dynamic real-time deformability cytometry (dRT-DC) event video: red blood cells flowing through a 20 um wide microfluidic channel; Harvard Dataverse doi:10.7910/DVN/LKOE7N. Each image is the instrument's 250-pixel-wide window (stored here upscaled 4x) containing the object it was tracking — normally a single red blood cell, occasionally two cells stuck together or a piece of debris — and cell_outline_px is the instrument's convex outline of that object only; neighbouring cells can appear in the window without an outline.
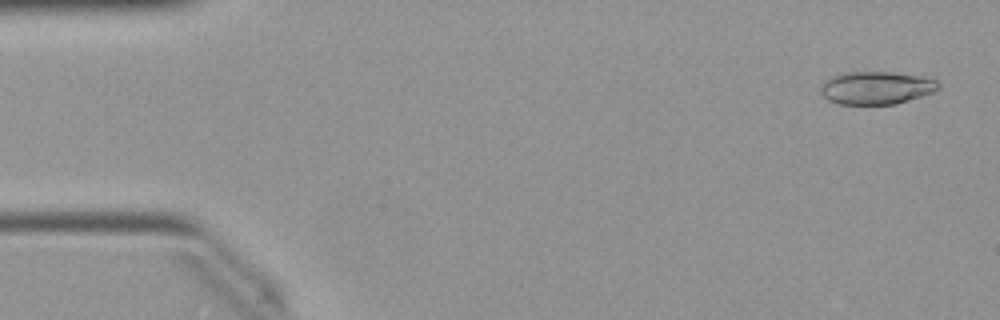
{"species": "Egyptian fruit bat (a non-hibernating species)", "species_latin": "Rousettus aegyptiacus", "temperature_condition": "warm", "stored_images_in_passage": 48, "camera_frame_rate_fps": 3000, "um_per_image_px": 0.085, "animal": {"sex": "female"}, "frame": {"image": 1, "passage_image": 2, "time_ms": 0.333, "image_size_px": [1000, 320], "cell_outline_px": [[940, 88], [932, 92], [896, 104], [840, 104], [828, 100], [820, 92], [820, 88], [824, 80], [832, 76], [848, 72], [892, 72], [920, 76], [936, 80], [940, 84]], "centroid_in_image_um": [74.47, 7.46], "position_along_channel_um": 10.5, "area_um2": 22.43}}
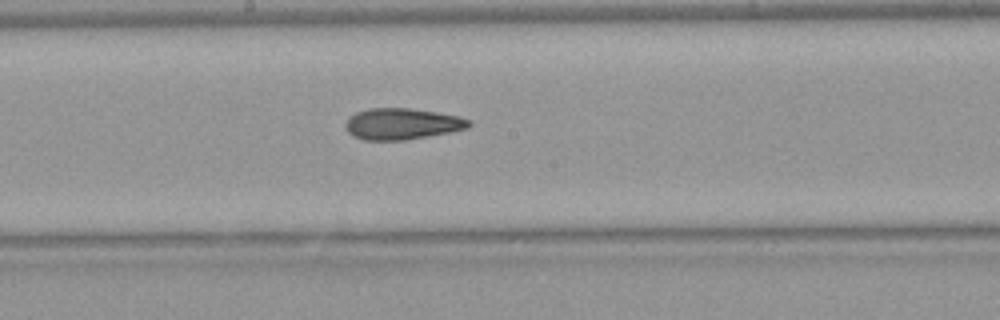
{"frame": {"image": 2, "passage_image": 26, "time_ms": 8.333, "image_size_px": [1000, 320], "cell_outline_px": [[472, 124], [468, 128], [428, 136], [404, 140], [364, 140], [352, 136], [348, 132], [348, 116], [356, 112], [368, 108], [412, 108], [460, 116], [468, 120]], "centroid_in_image_um": [34.18, 10.52], "position_along_channel_um": 214.0, "area_um2": 22.37}}
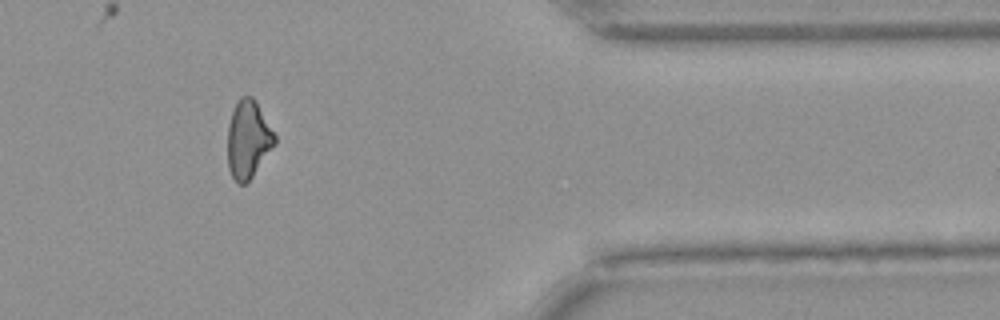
{"frame": {"image": 3, "passage_image": 41, "time_ms": 13.333, "image_size_px": [1000, 320], "cell_outline_px": [[276, 144], [252, 176], [244, 184], [236, 184], [228, 168], [228, 124], [232, 112], [240, 96], [252, 96], [256, 100], [276, 136]], "centroid_in_image_um": [21.09, 11.84], "position_along_channel_um": 390.3, "area_um2": 21.33}, "authors_computed_cell_mechanics": {"area_um2": 22.3686, "velocity_mm_per_s": 4.0487, "shape_relaxation_time_tau1_ms": null, "shape_relaxation_time_tau2_ms": 4.7666, "deformation_change_tau1": null, "deformation_change_tau2": 0.136}}